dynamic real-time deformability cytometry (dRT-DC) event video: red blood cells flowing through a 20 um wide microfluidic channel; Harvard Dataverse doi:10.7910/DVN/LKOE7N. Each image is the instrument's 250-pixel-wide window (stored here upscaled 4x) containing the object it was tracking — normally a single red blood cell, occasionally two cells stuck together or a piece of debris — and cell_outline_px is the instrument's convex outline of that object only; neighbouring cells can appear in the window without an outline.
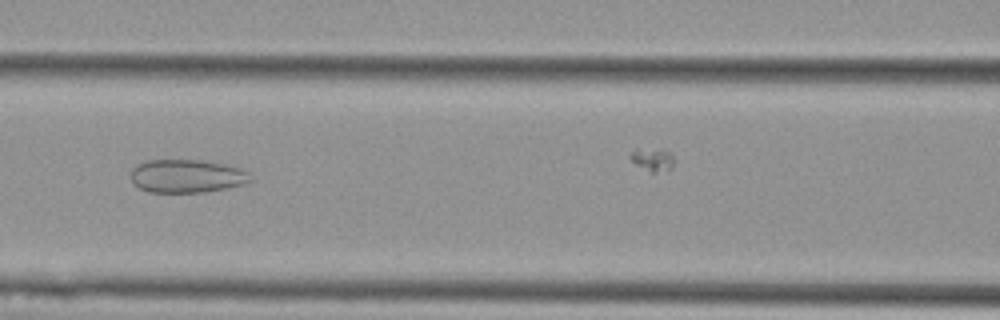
{"species": "Egyptian fruit bat (a non-hibernating species)", "species_latin": "Rousettus aegyptiacus", "temperature_condition": "cold", "stored_images_in_passage": 26, "camera_frame_rate_fps": 3000, "um_per_image_px": 0.085, "animal": {"sex": "female"}, "frame": {"image": 1, "passage_image": 8, "time_ms": 2.333, "image_size_px": [1000, 320], "cell_outline_px": [[252, 180], [248, 184], [204, 192], [148, 192], [140, 188], [132, 180], [132, 168], [136, 164], [148, 160], [204, 160], [224, 164], [240, 168], [248, 172]], "centroid_in_image_um": [15.91, 14.96], "position_along_channel_um": 150.7, "area_um2": 23.24}}
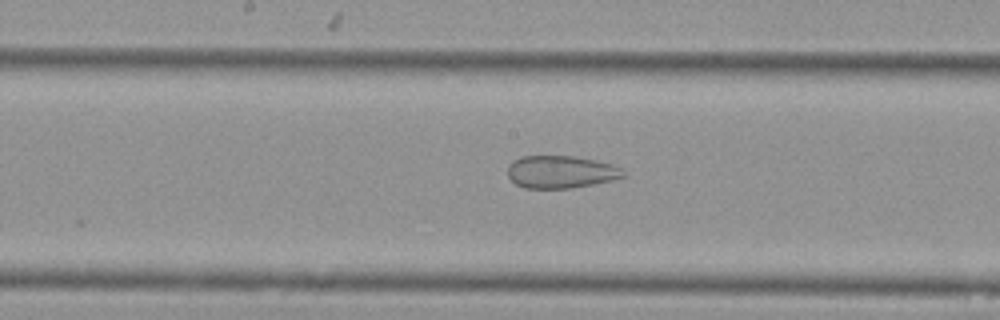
{"frame": {"image": 2, "passage_image": 12, "time_ms": 3.667, "image_size_px": [1000, 320], "cell_outline_px": [[624, 176], [612, 180], [572, 188], [524, 188], [516, 184], [508, 176], [508, 164], [512, 160], [520, 156], [576, 156], [596, 160], [612, 164], [620, 168]], "centroid_in_image_um": [47.62, 14.6], "position_along_channel_um": 200.6, "area_um2": 21.91}}
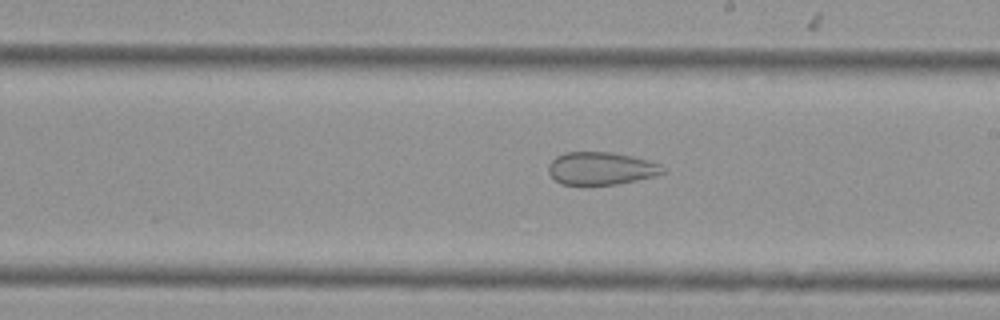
{"frame": {"image": 3, "passage_image": 15, "time_ms": 4.667, "image_size_px": [1000, 320], "cell_outline_px": [[664, 172], [652, 176], [636, 180], [616, 184], [560, 184], [548, 172], [548, 164], [556, 156], [564, 152], [612, 152], [632, 156], [648, 160], [660, 164]], "centroid_in_image_um": [51.04, 14.3], "position_along_channel_um": 238.0, "area_um2": 21.56}}